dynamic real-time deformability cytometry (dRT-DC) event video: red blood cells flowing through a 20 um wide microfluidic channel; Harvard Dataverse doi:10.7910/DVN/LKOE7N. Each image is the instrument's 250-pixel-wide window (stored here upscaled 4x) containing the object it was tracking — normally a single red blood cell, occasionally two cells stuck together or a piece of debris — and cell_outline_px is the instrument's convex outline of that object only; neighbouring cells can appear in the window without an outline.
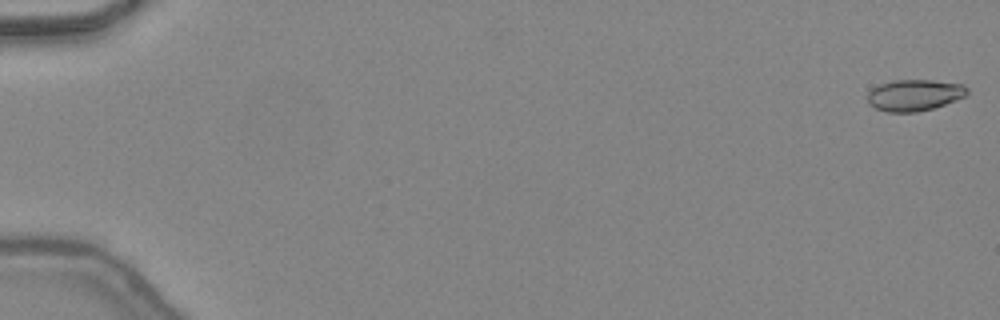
{"species": "common noctule bat (a hibernating species)", "species_latin": "Nyctalus noctula", "temperature_condition": "warm", "stored_images_in_passage": 48, "camera_frame_rate_fps": 3000, "um_per_image_px": 0.085, "animal": {"sex": "female", "body_mass_g": 24.6, "forearm_length_mm": 56.2}, "frame": {"image": 1, "passage_image": 1, "time_ms": 0.0, "image_size_px": [1000, 320], "cell_outline_px": [[968, 92], [964, 96], [956, 100], [932, 108], [916, 112], [888, 112], [876, 108], [868, 104], [868, 92], [872, 88], [880, 84], [892, 80], [932, 80], [964, 84], [968, 88]], "centroid_in_image_um": [77.72, 8.07], "position_along_channel_um": 7.3, "area_um2": 18.21}}
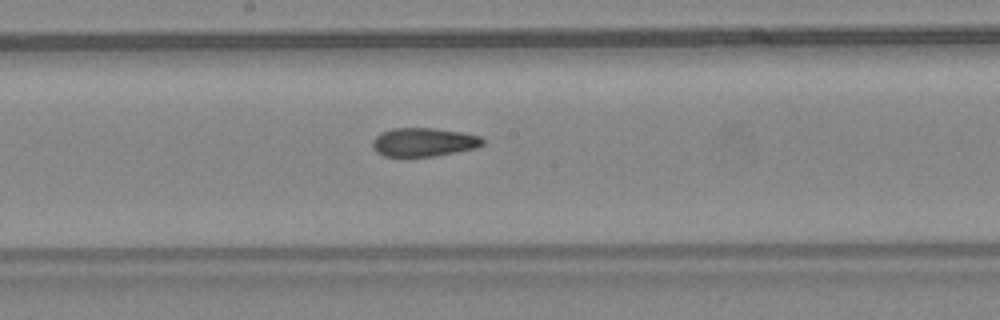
{"frame": {"image": 2, "passage_image": 27, "time_ms": 8.667, "image_size_px": [1000, 320], "cell_outline_px": [[484, 144], [476, 148], [432, 156], [384, 156], [376, 152], [372, 148], [372, 140], [380, 132], [392, 128], [432, 128], [460, 132], [480, 136], [484, 140]], "centroid_in_image_um": [35.97, 12.07], "position_along_channel_um": 212.2, "area_um2": 18.32}}
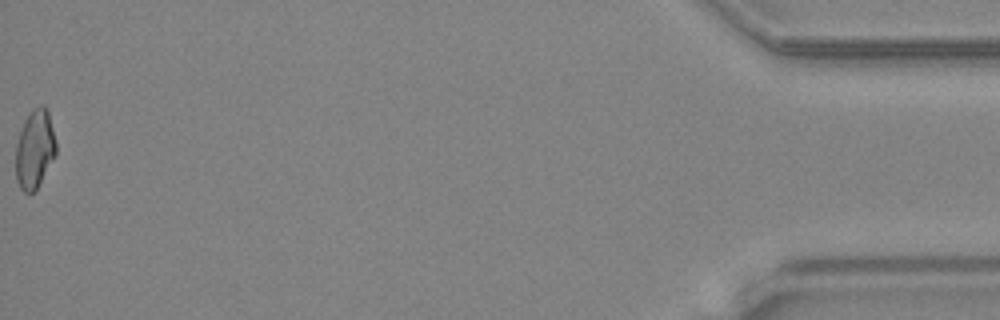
{"frame": {"image": 3, "passage_image": 48, "time_ms": 15.667, "image_size_px": [1000, 320], "cell_outline_px": [[56, 156], [36, 188], [32, 192], [24, 192], [20, 188], [16, 180], [16, 144], [24, 120], [28, 112], [32, 108], [40, 104], [44, 104], [48, 108], [56, 144]], "centroid_in_image_um": [2.96, 12.61], "position_along_channel_um": 432.2, "area_um2": 18.61}, "authors_computed_cell_mechanics": {"area_um2": 18.8428, "velocity_mm_per_s": 4.4695, "shape_relaxation_time_tau1_ms": null, "shape_relaxation_time_tau2_ms": 2.2524, "deformation_change_tau1": null, "deformation_change_tau2": 0.0868}}